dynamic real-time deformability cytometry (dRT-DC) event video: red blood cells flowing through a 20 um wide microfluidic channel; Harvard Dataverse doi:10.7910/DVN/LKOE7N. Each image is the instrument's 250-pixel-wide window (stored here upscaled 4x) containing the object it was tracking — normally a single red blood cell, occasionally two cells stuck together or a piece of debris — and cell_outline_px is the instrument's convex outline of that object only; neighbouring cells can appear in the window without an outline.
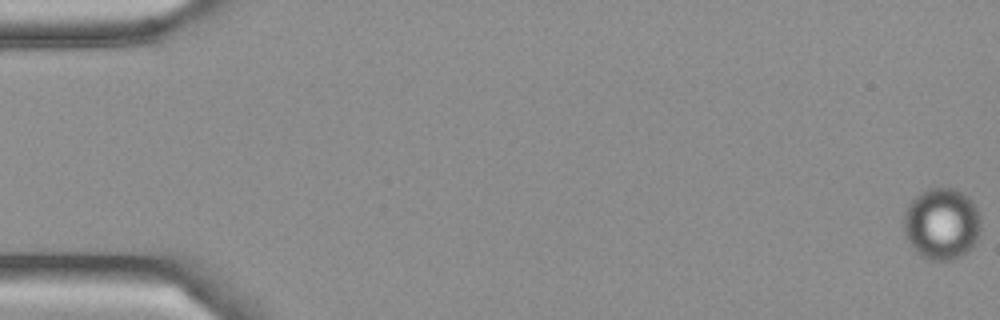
{"species": "Egyptian fruit bat (a non-hibernating species)", "species_latin": "Rousettus aegyptiacus", "temperature_condition": "cold", "stored_images_in_passage": 54, "camera_frame_rate_fps": 3000, "um_per_image_px": 0.085, "frame": {"image": 1, "passage_image": 1, "time_ms": 0.0, "image_size_px": [1000, 320], "cell_outline_px": [[980, 232], [976, 240], [968, 252], [952, 260], [932, 260], [924, 256], [908, 240], [904, 232], [904, 212], [908, 204], [920, 192], [928, 188], [956, 188], [968, 196], [980, 212]], "centroid_in_image_um": [80.07, 18.98], "position_along_channel_um": 4.9, "area_um2": 32.08}}
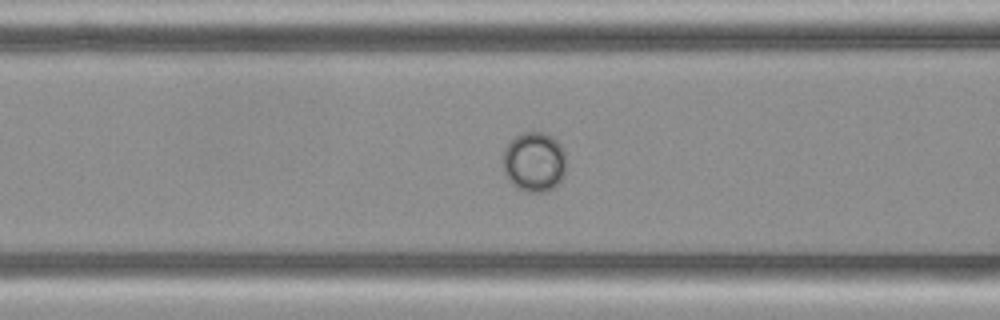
{"frame": {"image": 2, "passage_image": 22, "time_ms": 7.0, "image_size_px": [1000, 320], "cell_outline_px": [[564, 176], [548, 192], [524, 192], [516, 188], [504, 176], [504, 148], [516, 136], [524, 132], [544, 132], [552, 136], [560, 144], [564, 152]], "centroid_in_image_um": [45.39, 13.78], "position_along_channel_um": 121.2, "area_um2": 22.08}}
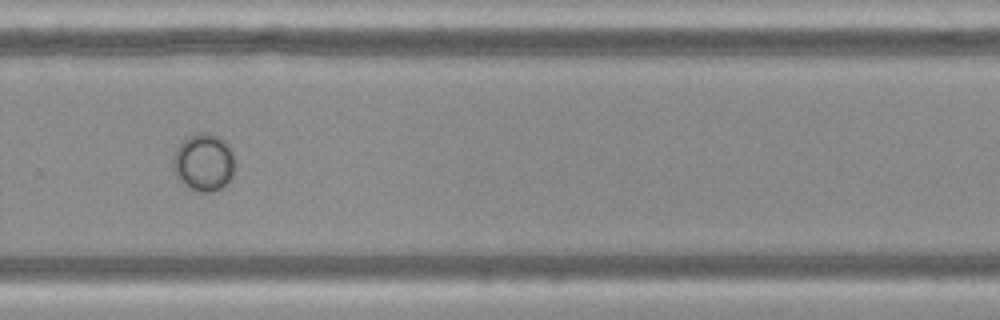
{"frame": {"image": 3, "passage_image": 37, "time_ms": 12.0, "image_size_px": [1000, 320], "cell_outline_px": [[232, 176], [220, 188], [208, 192], [196, 192], [184, 184], [176, 176], [172, 164], [176, 148], [188, 136], [200, 132], [208, 132], [224, 140], [232, 148]], "centroid_in_image_um": [17.29, 13.78], "position_along_channel_um": 312.5, "area_um2": 20.4}}